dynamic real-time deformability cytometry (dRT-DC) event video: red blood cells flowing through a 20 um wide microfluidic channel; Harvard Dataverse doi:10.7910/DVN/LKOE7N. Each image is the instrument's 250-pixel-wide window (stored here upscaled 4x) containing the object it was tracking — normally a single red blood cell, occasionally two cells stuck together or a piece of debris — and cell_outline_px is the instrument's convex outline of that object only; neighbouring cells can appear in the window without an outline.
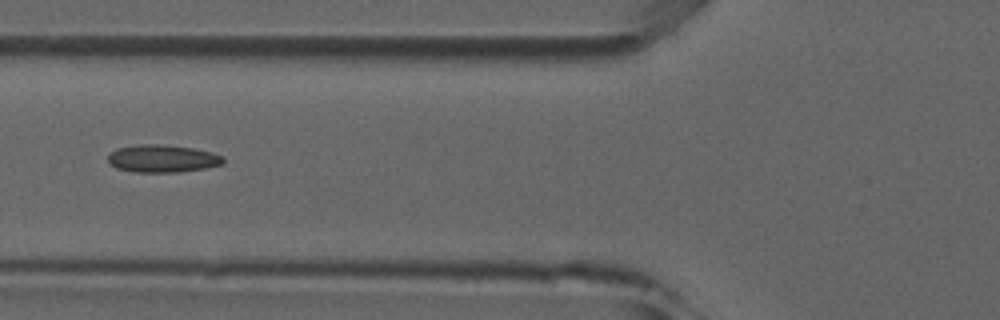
{"species": "common noctule bat (a hibernating species)", "species_latin": "Nyctalus noctula", "temperature_condition": "room temperature", "stored_images_in_passage": 5, "camera_frame_rate_fps": 3000, "um_per_image_px": 0.085, "animal": {"sex": "male", "forearm_length_mm": 52.5}, "frame": {"image": 1, "passage_image": 5, "time_ms": 5.0, "image_size_px": [1000, 320], "cell_outline_px": [[224, 164], [204, 168], [180, 172], [136, 172], [116, 168], [108, 164], [108, 152], [116, 148], [140, 144], [156, 144], [192, 148], [212, 152], [224, 156]], "centroid_in_image_um": [13.78, 13.48], "position_along_channel_um": 112.0, "area_um2": 18.67}}